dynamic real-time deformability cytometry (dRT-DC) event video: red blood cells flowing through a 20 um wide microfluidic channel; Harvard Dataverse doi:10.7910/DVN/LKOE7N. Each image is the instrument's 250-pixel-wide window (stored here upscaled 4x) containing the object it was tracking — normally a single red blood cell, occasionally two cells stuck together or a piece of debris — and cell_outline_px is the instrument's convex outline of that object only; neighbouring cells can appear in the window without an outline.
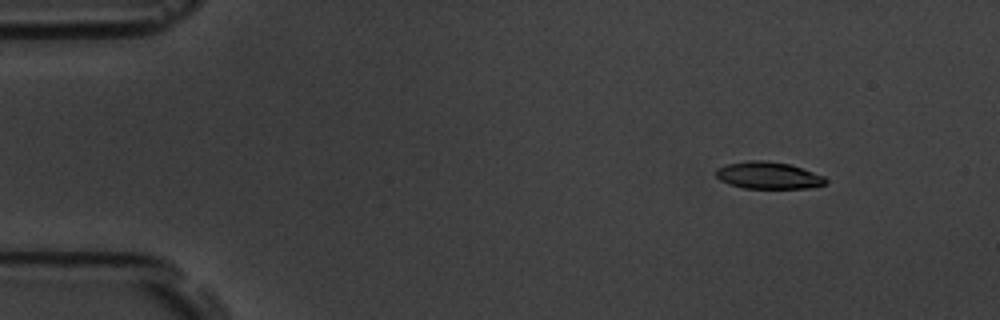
{"species": "common noctule bat (a hibernating species)", "species_latin": "Nyctalus noctula", "temperature_condition": "room temperature", "stored_images_in_passage": 6, "camera_frame_rate_fps": 3000, "um_per_image_px": 0.085, "animal": {"sex": "male", "body_mass_g": 19.5, "forearm_length_mm": 54.6}, "frame": {"image": 1, "passage_image": 2, "time_ms": 1.0, "image_size_px": [1000, 320], "cell_outline_px": [[828, 180], [824, 184], [808, 188], [744, 188], [728, 184], [720, 180], [716, 176], [716, 168], [728, 164], [748, 160], [764, 160], [788, 164], [824, 176]], "centroid_in_image_um": [65.27, 14.91], "position_along_channel_um": 19.7, "area_um2": 17.11}}
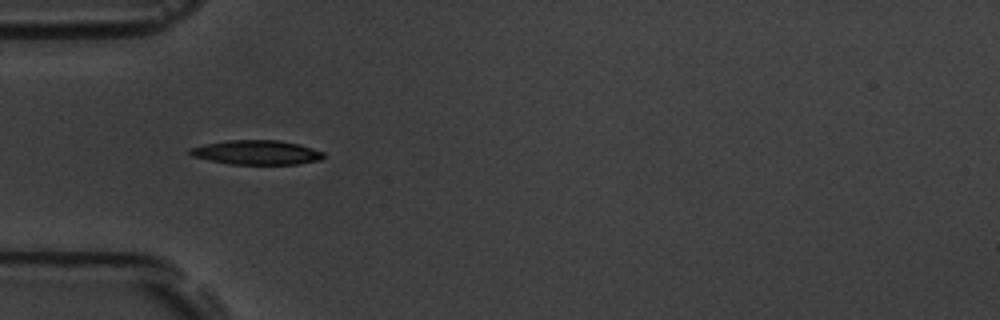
{"frame": {"image": 2, "passage_image": 5, "time_ms": 4.667, "image_size_px": [1000, 320], "cell_outline_px": [[324, 156], [320, 160], [300, 164], [228, 164], [192, 156], [188, 152], [188, 148], [204, 144], [228, 140], [280, 140], [300, 144], [324, 152]], "centroid_in_image_um": [21.81, 12.95], "position_along_channel_um": 63.2, "area_um2": 19.07}}
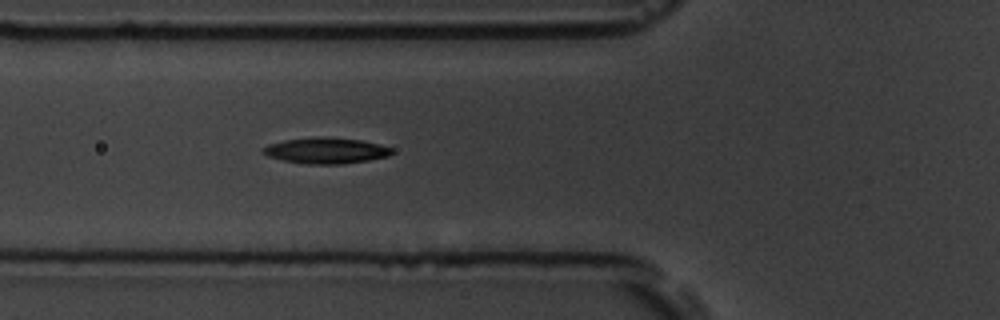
{"frame": {"image": 3, "passage_image": 6, "time_ms": 5.667, "image_size_px": [1000, 320], "cell_outline_px": [[392, 152], [388, 156], [368, 160], [344, 164], [304, 164], [284, 160], [268, 156], [260, 152], [260, 148], [268, 144], [284, 140], [360, 140], [392, 148]], "centroid_in_image_um": [27.65, 12.86], "position_along_channel_um": 98.1, "area_um2": 18.32}}